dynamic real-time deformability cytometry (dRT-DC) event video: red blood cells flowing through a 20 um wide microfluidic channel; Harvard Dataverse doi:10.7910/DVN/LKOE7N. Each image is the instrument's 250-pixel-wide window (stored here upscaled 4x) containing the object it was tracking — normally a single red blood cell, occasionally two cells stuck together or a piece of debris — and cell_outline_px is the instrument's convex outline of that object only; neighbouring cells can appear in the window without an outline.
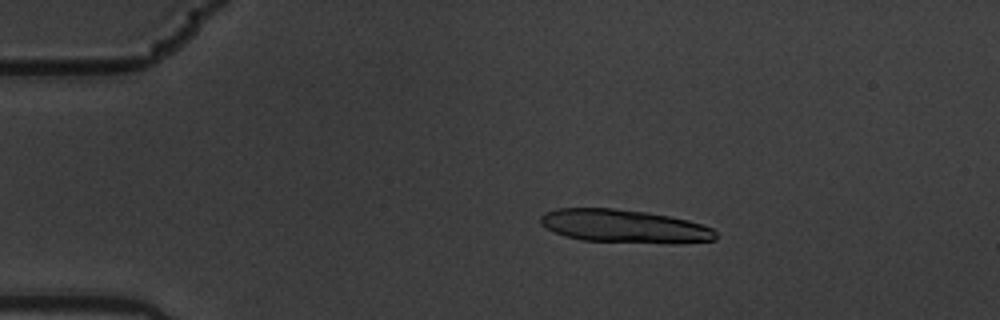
{"species": "common noctule bat (a hibernating species)", "species_latin": "Nyctalus noctula", "temperature_condition": "warm", "stored_images_in_passage": 5, "camera_frame_rate_fps": 3000, "um_per_image_px": 0.085, "animal": {"sex": "male", "body_mass_g": 19.5, "forearm_length_mm": 54.6}, "frame": {"image": 1, "passage_image": 2, "time_ms": 0.333, "image_size_px": [1000, 320], "cell_outline_px": [[716, 240], [672, 244], [584, 240], [564, 236], [540, 224], [540, 216], [544, 212], [556, 208], [612, 208], [648, 212], [688, 220], [712, 228], [716, 232]], "centroid_in_image_um": [53.07, 19.23], "position_along_channel_um": 31.9, "area_um2": 33.99}}